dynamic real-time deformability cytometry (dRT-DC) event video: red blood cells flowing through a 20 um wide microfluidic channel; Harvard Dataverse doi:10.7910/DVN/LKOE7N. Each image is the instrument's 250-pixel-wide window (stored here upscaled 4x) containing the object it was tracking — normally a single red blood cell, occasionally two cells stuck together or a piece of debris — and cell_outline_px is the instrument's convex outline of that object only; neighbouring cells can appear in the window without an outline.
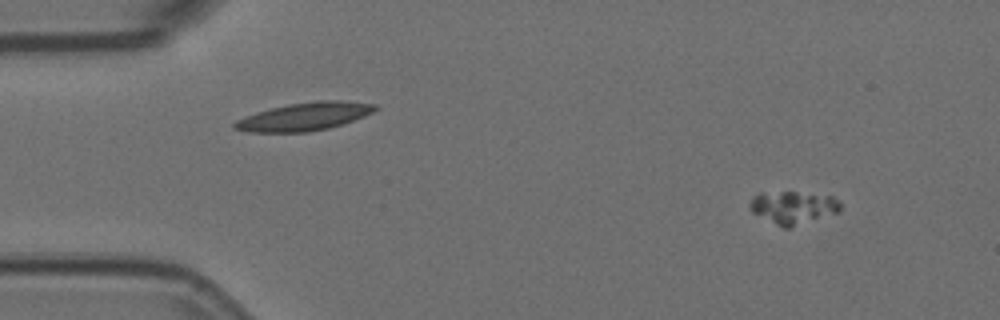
{"species": "Egyptian fruit bat (a non-hibernating species)", "species_latin": "Rousettus aegyptiacus", "temperature_condition": "room temperature", "stored_images_in_passage": 7, "camera_frame_rate_fps": 3000, "um_per_image_px": 0.085, "animal": {"sex": "female"}, "frame": {"image": 1, "passage_image": 1, "time_ms": 0.0, "image_size_px": [1000, 320], "cell_outline_px": [[840, 212], [788, 228], [784, 228], [752, 212], [748, 204], [752, 196], [760, 192], [796, 192], [832, 196], [840, 200]], "centroid_in_image_um": [67.41, 17.62], "position_along_channel_um": 17.6, "area_um2": 17.28}}